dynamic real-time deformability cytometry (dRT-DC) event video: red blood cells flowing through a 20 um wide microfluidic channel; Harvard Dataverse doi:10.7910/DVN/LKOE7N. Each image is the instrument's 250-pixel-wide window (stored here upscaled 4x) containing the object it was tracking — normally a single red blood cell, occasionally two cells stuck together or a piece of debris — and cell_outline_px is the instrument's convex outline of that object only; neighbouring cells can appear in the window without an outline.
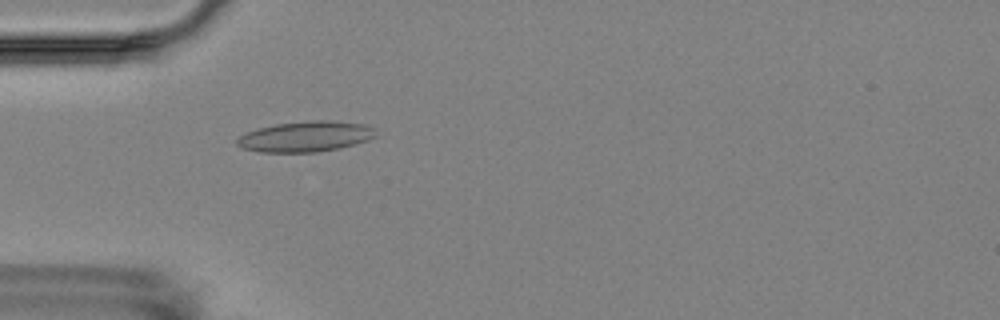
{"species": "Egyptian fruit bat (a non-hibernating species)", "species_latin": "Rousettus aegyptiacus", "temperature_condition": "room temperature", "stored_images_in_passage": 1, "camera_frame_rate_fps": 3000, "um_per_image_px": 0.085, "animal": {"sex": "female"}, "frame": {"image": 1, "passage_image": 1, "time_ms": 0.0, "image_size_px": [1000, 320], "cell_outline_px": [[376, 136], [368, 140], [340, 148], [316, 152], [260, 152], [240, 148], [236, 144], [236, 136], [244, 132], [276, 124], [308, 120], [332, 120], [364, 124], [376, 128]], "centroid_in_image_um": [25.95, 11.6], "position_along_channel_um": 59.1, "area_um2": 25.03}}